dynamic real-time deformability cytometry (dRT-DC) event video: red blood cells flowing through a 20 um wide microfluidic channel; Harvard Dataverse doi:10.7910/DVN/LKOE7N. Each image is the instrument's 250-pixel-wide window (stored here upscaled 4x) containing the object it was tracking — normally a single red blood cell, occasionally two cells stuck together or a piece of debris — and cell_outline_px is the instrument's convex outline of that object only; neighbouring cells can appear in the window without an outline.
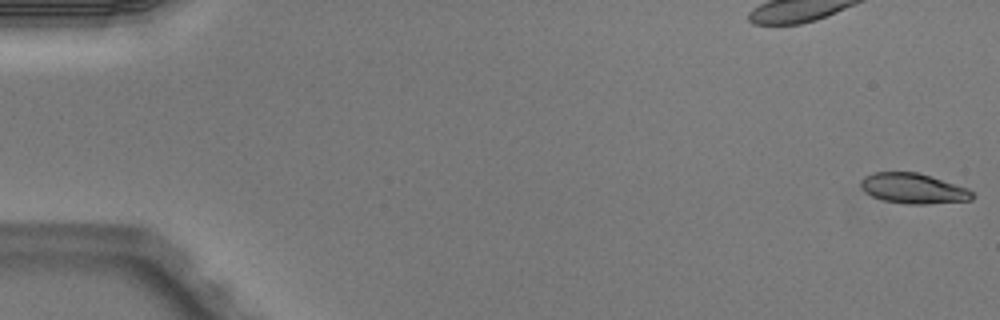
{"species": "Egyptian fruit bat (a non-hibernating species)", "species_latin": "Rousettus aegyptiacus", "temperature_condition": "warm", "stored_images_in_passage": 5, "camera_frame_rate_fps": 3000, "um_per_image_px": 0.085, "animal": {"sex": "male"}, "frame": {"image": 1, "passage_image": 1, "time_ms": 0.0, "image_size_px": [1000, 320], "cell_outline_px": [[976, 196], [972, 200], [924, 204], [908, 204], [884, 200], [872, 196], [864, 192], [860, 188], [860, 180], [864, 176], [872, 172], [916, 172], [968, 188], [976, 192]], "centroid_in_image_um": [77.63, 16.02], "position_along_channel_um": 7.4, "area_um2": 19.77}}